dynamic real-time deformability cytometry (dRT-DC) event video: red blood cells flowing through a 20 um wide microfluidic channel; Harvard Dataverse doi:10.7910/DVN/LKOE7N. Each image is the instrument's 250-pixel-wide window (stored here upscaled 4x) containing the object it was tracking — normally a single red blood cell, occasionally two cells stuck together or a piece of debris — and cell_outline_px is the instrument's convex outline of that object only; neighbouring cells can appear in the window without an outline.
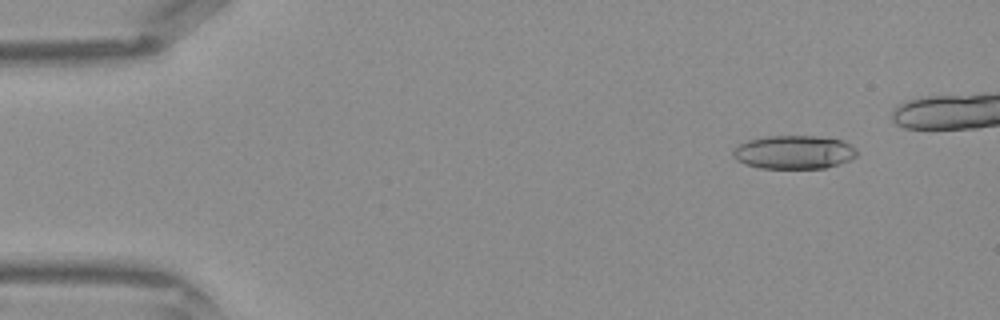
{"species": "Egyptian fruit bat (a non-hibernating species)", "species_latin": "Rousettus aegyptiacus", "temperature_condition": "warm", "stored_images_in_passage": 35, "camera_frame_rate_fps": 3000, "um_per_image_px": 0.085, "frame": {"image": 1, "passage_image": 4, "time_ms": 1.0, "image_size_px": [1000, 320], "cell_outline_px": [[856, 156], [840, 164], [824, 168], [760, 168], [744, 164], [736, 160], [732, 152], [740, 144], [748, 140], [768, 136], [812, 136], [844, 140], [856, 148]], "centroid_in_image_um": [67.49, 12.94], "position_along_channel_um": 17.5, "area_um2": 24.1}}
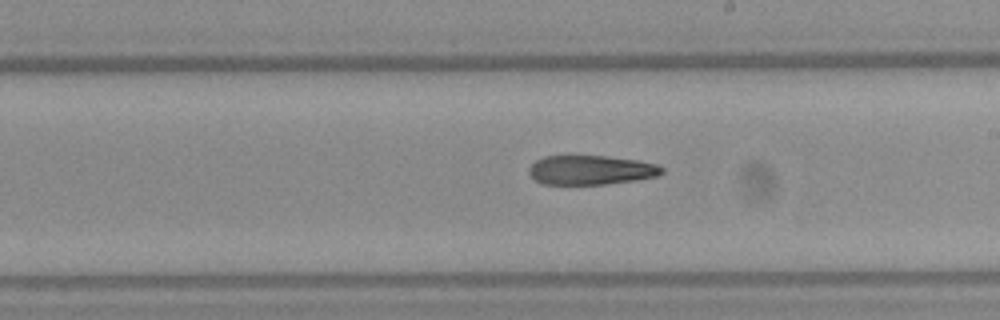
{"frame": {"image": 2, "passage_image": 24, "time_ms": 7.667, "image_size_px": [1000, 320], "cell_outline_px": [[664, 172], [660, 176], [636, 180], [604, 184], [544, 184], [536, 180], [528, 172], [528, 168], [536, 160], [544, 156], [568, 152], [608, 156], [640, 160], [656, 164], [664, 168]], "centroid_in_image_um": [50.21, 14.39], "position_along_channel_um": 238.8, "area_um2": 23.76}}
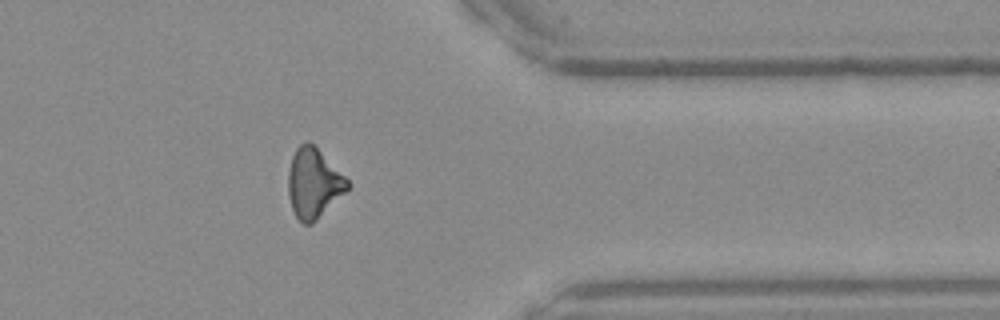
{"frame": {"image": 3, "passage_image": 34, "time_ms": 11.0, "image_size_px": [1000, 320], "cell_outline_px": [[352, 184], [312, 224], [304, 224], [296, 216], [292, 208], [288, 196], [288, 172], [292, 156], [296, 148], [300, 144], [308, 140]], "centroid_in_image_um": [26.62, 15.57], "position_along_channel_um": 384.8, "area_um2": 23.52}}